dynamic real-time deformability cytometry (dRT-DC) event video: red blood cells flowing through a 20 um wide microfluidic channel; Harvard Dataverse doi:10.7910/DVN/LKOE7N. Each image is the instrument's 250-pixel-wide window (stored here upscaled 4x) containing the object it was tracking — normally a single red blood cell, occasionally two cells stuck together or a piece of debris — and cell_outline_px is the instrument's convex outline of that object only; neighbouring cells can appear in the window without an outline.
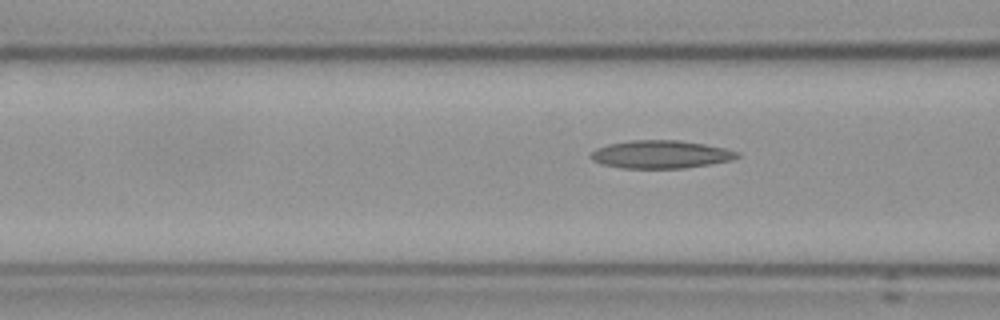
{"species": "Egyptian fruit bat (a non-hibernating species)", "species_latin": "Rousettus aegyptiacus", "temperature_condition": "cold", "stored_images_in_passage": 7, "segment_of_instrument_passage": [2, 2], "camera_frame_rate_fps": 3000, "um_per_image_px": 0.085, "frame": {"image": 1, "passage_image": 7, "time_ms": 7.333, "image_size_px": [1000, 320], "cell_outline_px": [[740, 156], [728, 160], [708, 164], [684, 168], [620, 168], [604, 164], [592, 160], [588, 156], [596, 148], [608, 144], [628, 140], [680, 140], [704, 144], [724, 148], [740, 152]], "centroid_in_image_um": [56.12, 13.11], "position_along_channel_um": 110.5, "area_um2": 23.76}}